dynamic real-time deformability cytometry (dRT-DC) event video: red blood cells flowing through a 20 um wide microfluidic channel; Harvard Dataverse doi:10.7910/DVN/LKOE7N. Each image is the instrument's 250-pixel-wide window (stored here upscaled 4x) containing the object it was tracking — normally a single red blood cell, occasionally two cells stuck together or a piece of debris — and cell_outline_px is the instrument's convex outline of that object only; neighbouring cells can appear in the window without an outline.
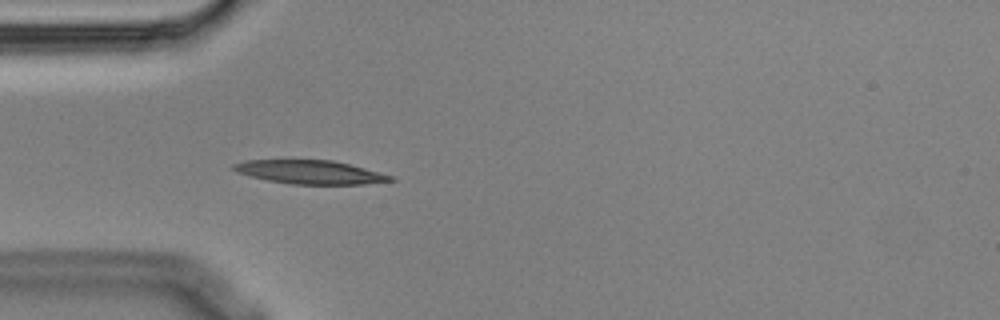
{"species": "Egyptian fruit bat (a non-hibernating species)", "species_latin": "Rousettus aegyptiacus", "temperature_condition": "cold", "stored_images_in_passage": 4, "camera_frame_rate_fps": 3000, "um_per_image_px": 0.085, "animal": {"sex": "male"}, "frame": {"image": 1, "passage_image": 4, "time_ms": 1.0, "image_size_px": [1000, 320], "cell_outline_px": [[396, 180], [364, 184], [292, 184], [268, 180], [236, 172], [232, 168], [232, 164], [244, 160], [332, 160], [396, 176]], "centroid_in_image_um": [26.38, 14.63], "position_along_channel_um": 58.6, "area_um2": 21.5}}